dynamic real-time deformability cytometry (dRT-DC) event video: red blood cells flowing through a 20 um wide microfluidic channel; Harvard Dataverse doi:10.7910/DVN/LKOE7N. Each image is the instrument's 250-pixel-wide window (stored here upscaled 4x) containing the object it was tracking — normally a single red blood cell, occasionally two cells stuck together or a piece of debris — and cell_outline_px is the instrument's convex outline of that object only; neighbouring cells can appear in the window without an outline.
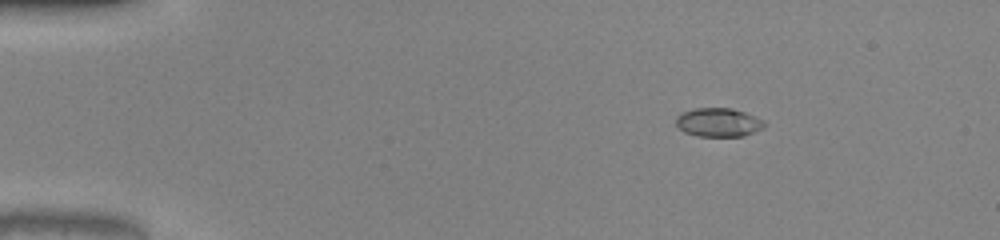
{"species": "common noctule bat (a hibernating species)", "species_latin": "Nyctalus noctula", "temperature_condition": "warm", "stored_images_in_passage": 44, "camera_frame_rate_fps": 3000, "um_per_image_px": 0.085, "animal": {"sex": "male", "body_mass_g": 20.0, "forearm_length_mm": 53.3}, "frame": {"image": 1, "passage_image": 1, "time_ms": 0.0, "image_size_px": [1000, 240], "cell_outline_px": [[768, 124], [764, 128], [744, 136], [696, 136], [684, 132], [676, 124], [676, 116], [680, 112], [696, 108], [732, 108], [756, 116], [764, 120]], "centroid_in_image_um": [61.09, 10.4], "position_along_channel_um": 23.9, "area_um2": 15.03}}
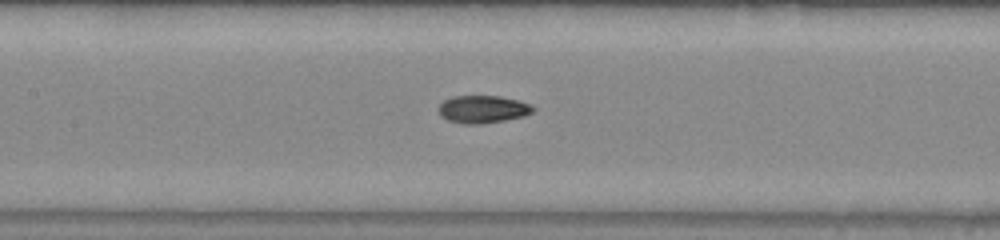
{"frame": {"image": 2, "passage_image": 18, "time_ms": 5.667, "image_size_px": [1000, 240], "cell_outline_px": [[536, 108], [532, 112], [524, 116], [504, 120], [480, 124], [460, 124], [448, 120], [440, 116], [436, 108], [444, 100], [452, 96], [500, 96], [520, 100], [532, 104]], "centroid_in_image_um": [41.02, 9.28], "position_along_channel_um": 166.4, "area_um2": 15.49}}
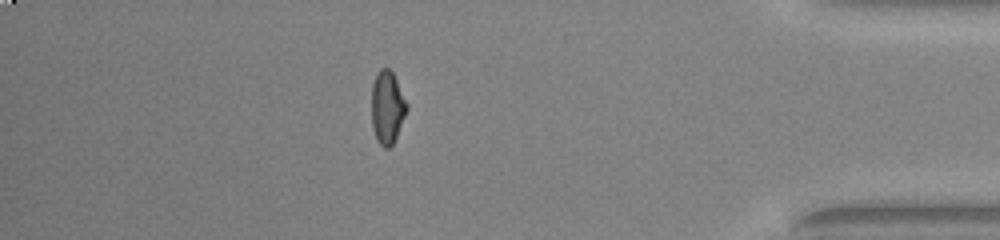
{"frame": {"image": 3, "passage_image": 38, "time_ms": 12.333, "image_size_px": [1000, 240], "cell_outline_px": [[408, 108], [396, 136], [392, 144], [388, 148], [384, 148], [376, 140], [372, 128], [372, 84], [376, 72], [380, 68], [388, 68], [392, 72], [408, 104]], "centroid_in_image_um": [32.9, 9.11], "position_along_channel_um": 402.3, "area_um2": 14.91}, "authors_computed_cell_mechanics": {"area_um2": 15.1147, "velocity_mm_per_s": 4.0891, "shape_relaxation_time_tau1_ms": 4.0814, "shape_relaxation_time_tau2_ms": 1.4698, "deformation_change_tau1": 0.1808, "deformation_change_tau2": 0.0557}}